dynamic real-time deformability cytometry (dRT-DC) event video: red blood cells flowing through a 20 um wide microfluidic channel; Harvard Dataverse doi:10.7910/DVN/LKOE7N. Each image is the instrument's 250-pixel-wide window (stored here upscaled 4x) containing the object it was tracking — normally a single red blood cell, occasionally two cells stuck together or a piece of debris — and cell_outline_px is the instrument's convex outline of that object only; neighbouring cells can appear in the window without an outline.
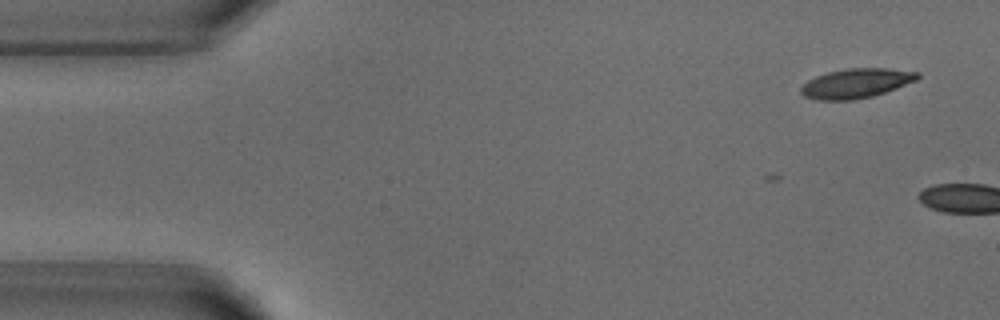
{"species": "common noctule bat (a hibernating species)", "species_latin": "Nyctalus noctula", "temperature_condition": "warm", "stored_images_in_passage": 3, "camera_frame_rate_fps": 3000, "um_per_image_px": 0.085, "animal": {"sex": "male", "body_mass_g": 18.8}, "frame": {"image": 1, "passage_image": 2, "time_ms": 1.0, "image_size_px": [1000, 320], "cell_outline_px": [[920, 76], [916, 80], [896, 88], [872, 96], [852, 100], [816, 100], [804, 96], [800, 92], [800, 88], [808, 80], [816, 76], [828, 72], [844, 68], [888, 68], [920, 72]], "centroid_in_image_um": [72.76, 7.07], "position_along_channel_um": 12.2, "area_um2": 20.06}}